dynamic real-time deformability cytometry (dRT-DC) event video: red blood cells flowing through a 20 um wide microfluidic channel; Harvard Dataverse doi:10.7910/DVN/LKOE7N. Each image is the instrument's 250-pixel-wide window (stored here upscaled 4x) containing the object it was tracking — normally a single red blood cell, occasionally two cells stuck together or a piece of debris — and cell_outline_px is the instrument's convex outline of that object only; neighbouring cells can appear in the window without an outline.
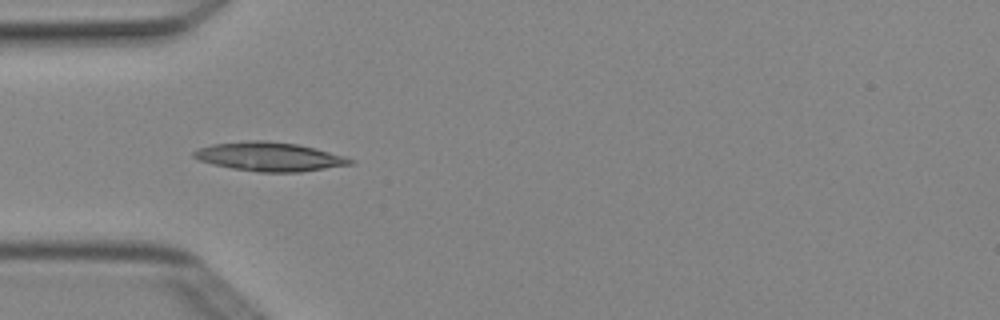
{"species": "Egyptian fruit bat (a non-hibernating species)", "species_latin": "Rousettus aegyptiacus", "temperature_condition": "cold", "stored_images_in_passage": 6, "camera_frame_rate_fps": 3000, "um_per_image_px": 0.085, "animal": {"sex": "female"}, "frame": {"image": 1, "passage_image": 5, "time_ms": 1.333, "image_size_px": [1000, 320], "cell_outline_px": [[356, 160], [352, 164], [300, 172], [260, 172], [232, 168], [212, 164], [200, 160], [192, 156], [192, 152], [196, 148], [212, 144], [252, 140], [264, 140], [296, 144], [344, 156]], "centroid_in_image_um": [22.86, 13.32], "position_along_channel_um": 62.1, "area_um2": 26.13}}
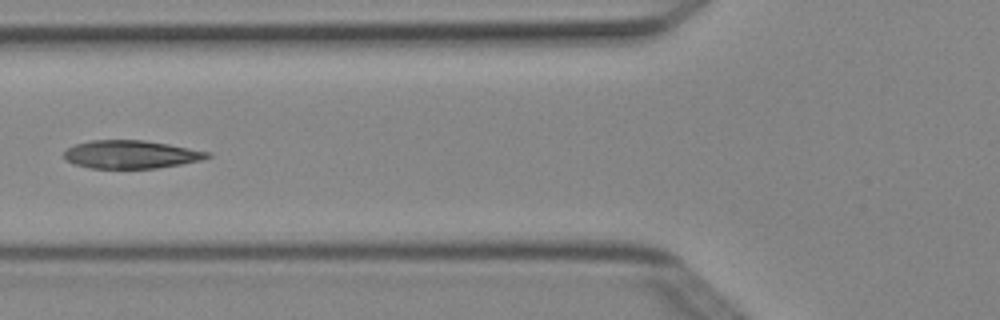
{"frame": {"image": 2, "passage_image": 6, "time_ms": 1.667, "image_size_px": [1000, 320], "cell_outline_px": [[212, 156], [200, 160], [180, 164], [156, 168], [92, 168], [72, 164], [64, 160], [64, 152], [68, 148], [76, 144], [88, 140], [144, 140], [168, 144], [212, 152]], "centroid_in_image_um": [11.11, 13.12], "position_along_channel_um": 114.7, "area_um2": 23.52}}